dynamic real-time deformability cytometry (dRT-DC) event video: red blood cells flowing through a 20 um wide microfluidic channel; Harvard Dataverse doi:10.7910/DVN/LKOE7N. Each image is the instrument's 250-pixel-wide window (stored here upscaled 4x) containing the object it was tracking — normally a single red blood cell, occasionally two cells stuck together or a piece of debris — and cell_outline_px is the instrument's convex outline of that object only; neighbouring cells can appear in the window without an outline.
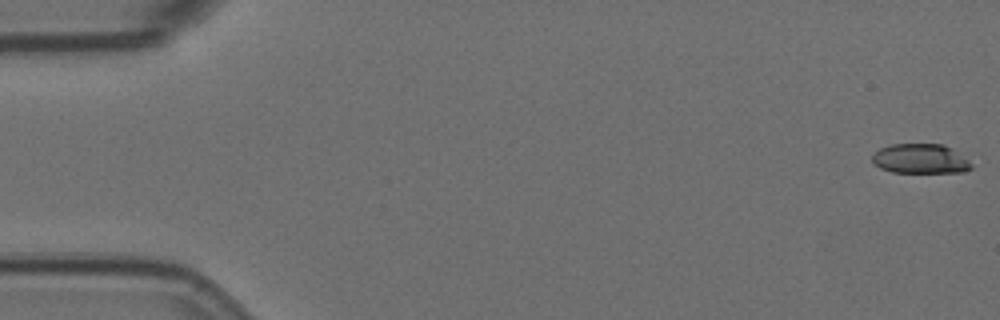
{"species": "Egyptian fruit bat (a non-hibernating species)", "species_latin": "Rousettus aegyptiacus", "temperature_condition": "room temperature", "stored_images_in_passage": 57, "camera_frame_rate_fps": 3000, "um_per_image_px": 0.085, "animal": {"sex": "female"}, "frame": {"image": 1, "passage_image": 1, "time_ms": 0.0, "image_size_px": [1000, 320], "cell_outline_px": [[972, 168], [964, 172], [892, 172], [880, 168], [872, 164], [872, 152], [880, 148], [892, 144], [944, 144], [972, 156]], "centroid_in_image_um": [78.33, 13.48], "position_along_channel_um": 6.7, "area_um2": 17.86}}
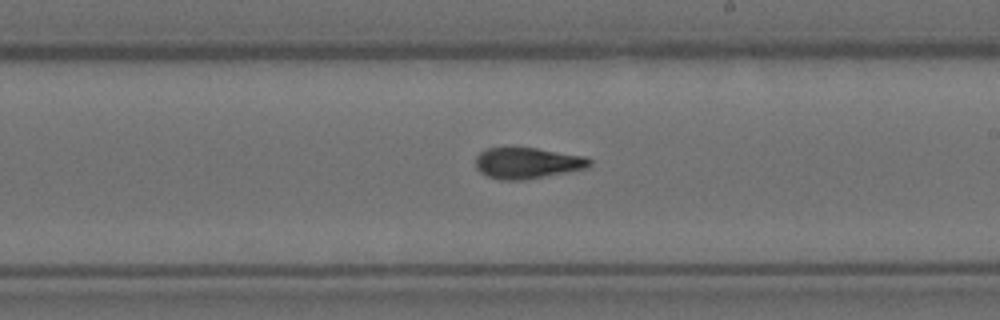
{"frame": {"image": 2, "passage_image": 33, "time_ms": 10.667, "image_size_px": [1000, 320], "cell_outline_px": [[592, 164], [588, 168], [568, 172], [524, 180], [500, 180], [488, 176], [480, 172], [476, 168], [476, 156], [480, 152], [488, 148], [536, 148], [584, 156], [592, 160]], "centroid_in_image_um": [44.84, 13.87], "position_along_channel_um": 244.2, "area_um2": 20.63}}
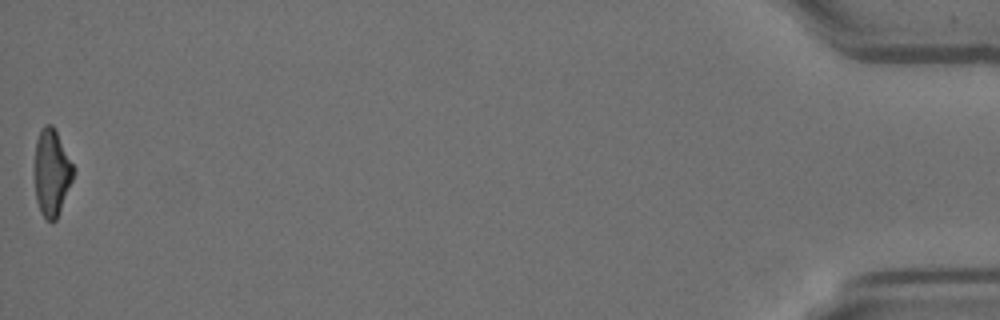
{"frame": {"image": 3, "passage_image": 57, "time_ms": 18.667, "image_size_px": [1000, 320], "cell_outline_px": [[76, 168], [72, 180], [56, 220], [52, 224], [40, 212], [36, 200], [36, 140], [40, 128], [44, 124], [52, 124]], "centroid_in_image_um": [4.42, 14.65], "position_along_channel_um": 430.8, "area_um2": 19.42}, "authors_computed_cell_mechanics": {"area_um2": 20.2878, "velocity_mm_per_s": 3.5978, "shape_relaxation_time_tau1_ms": 4.883, "shape_relaxation_time_tau2_ms": 2.1052, "deformation_change_tau1": 0.1913, "deformation_change_tau2": 0.1014}}